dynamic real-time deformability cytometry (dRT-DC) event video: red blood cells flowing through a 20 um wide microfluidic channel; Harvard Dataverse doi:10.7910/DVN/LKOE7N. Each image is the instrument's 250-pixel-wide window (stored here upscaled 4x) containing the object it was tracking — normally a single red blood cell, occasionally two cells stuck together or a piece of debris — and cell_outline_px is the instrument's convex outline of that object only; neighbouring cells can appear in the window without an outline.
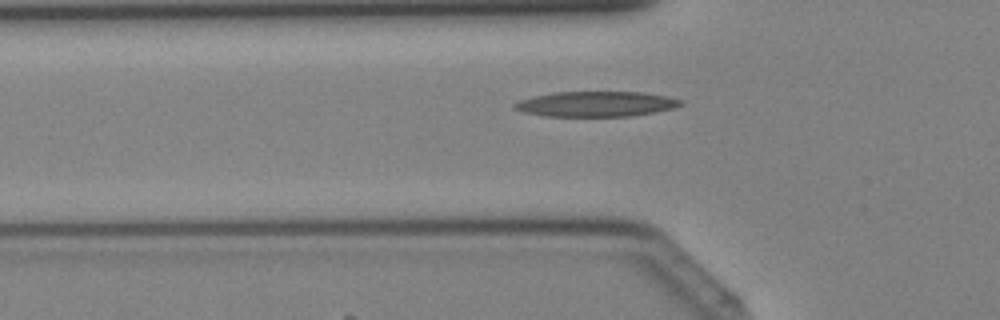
{"species": "Egyptian fruit bat (a non-hibernating species)", "species_latin": "Rousettus aegyptiacus", "temperature_condition": "cold", "stored_images_in_passage": 40, "camera_frame_rate_fps": 3000, "um_per_image_px": 0.085, "animal": {"sex": "female"}, "frame": {"image": 1, "passage_image": 13, "time_ms": 4.0, "image_size_px": [1000, 320], "cell_outline_px": [[684, 104], [672, 108], [652, 112], [628, 116], [544, 116], [524, 112], [512, 108], [512, 104], [520, 100], [532, 96], [552, 92], [644, 92], [668, 96], [680, 100]], "centroid_in_image_um": [50.61, 8.83], "position_along_channel_um": 75.2, "area_um2": 24.39}}
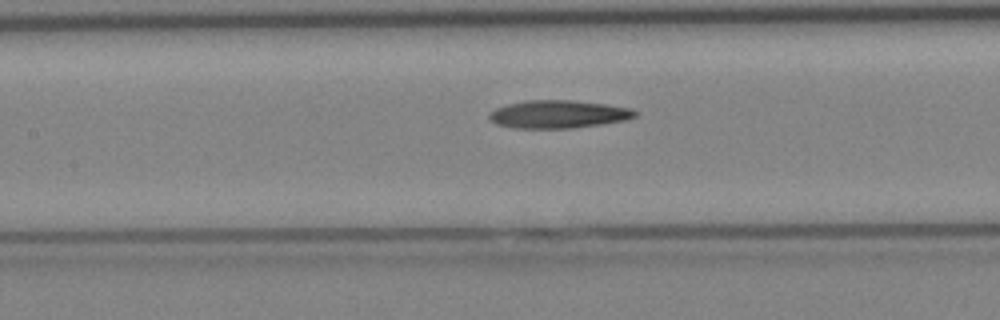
{"frame": {"image": 2, "passage_image": 18, "time_ms": 5.667, "image_size_px": [1000, 320], "cell_outline_px": [[640, 112], [636, 116], [628, 120], [572, 128], [512, 128], [496, 124], [488, 116], [488, 112], [496, 108], [508, 104], [524, 100], [572, 100], [604, 104], [632, 108]], "centroid_in_image_um": [47.47, 9.71], "position_along_channel_um": 159.9, "area_um2": 23.87}}
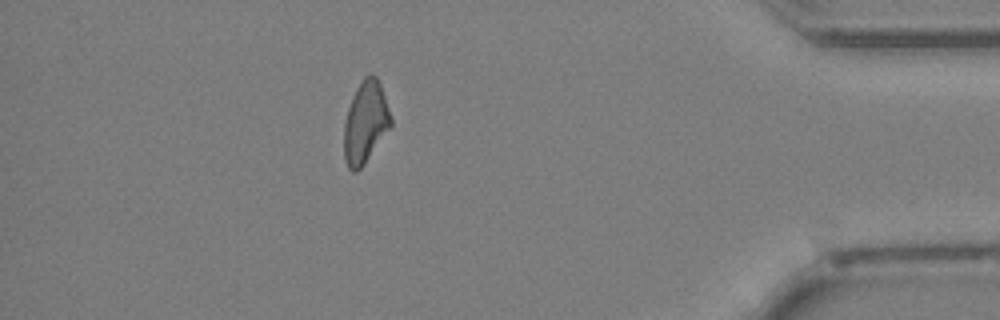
{"frame": {"image": 3, "passage_image": 35, "time_ms": 11.333, "image_size_px": [1000, 320], "cell_outline_px": [[392, 124], [364, 164], [356, 172], [352, 172], [348, 168], [344, 160], [344, 124], [348, 108], [356, 88], [364, 76], [368, 72], [372, 72], [376, 76], [380, 84], [392, 116]], "centroid_in_image_um": [31.06, 10.37], "position_along_channel_um": 404.1, "area_um2": 22.37}}